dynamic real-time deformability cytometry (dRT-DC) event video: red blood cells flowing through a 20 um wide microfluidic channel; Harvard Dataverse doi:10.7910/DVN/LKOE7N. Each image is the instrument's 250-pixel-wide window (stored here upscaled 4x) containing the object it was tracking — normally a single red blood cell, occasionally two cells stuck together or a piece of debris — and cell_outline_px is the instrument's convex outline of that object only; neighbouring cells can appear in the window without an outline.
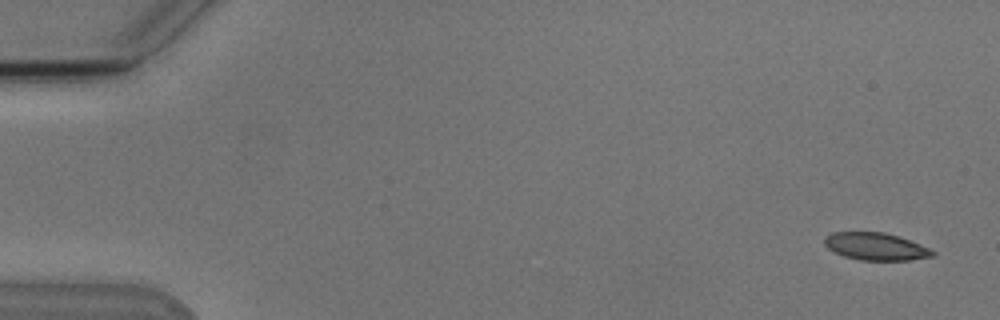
{"species": "Egyptian fruit bat (a non-hibernating species)", "species_latin": "Rousettus aegyptiacus", "temperature_condition": "cold", "stored_images_in_passage": 6, "camera_frame_rate_fps": 3000, "um_per_image_px": 0.085, "animal": {"sex": "male"}, "frame": {"image": 1, "passage_image": 1, "time_ms": 0.0, "image_size_px": [1000, 320], "cell_outline_px": [[936, 256], [908, 260], [860, 260], [844, 256], [828, 248], [824, 244], [824, 236], [832, 232], [884, 232], [920, 244], [936, 252]], "centroid_in_image_um": [74.43, 20.95], "position_along_channel_um": 10.6, "area_um2": 17.17}}
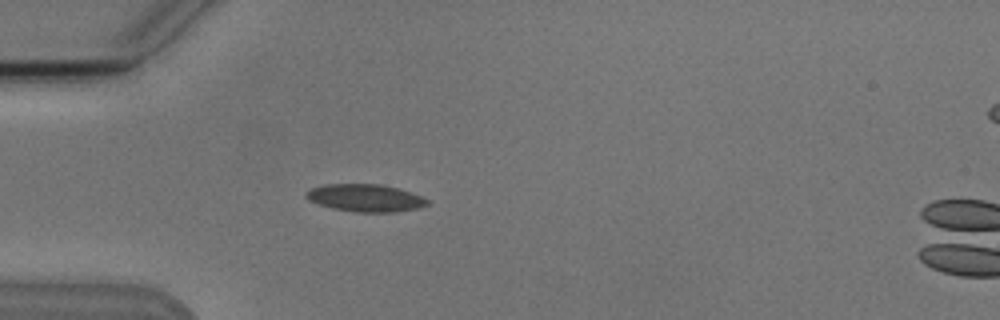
{"frame": {"image": 2, "passage_image": 5, "time_ms": 4.667, "image_size_px": [1000, 320], "cell_outline_px": [[428, 204], [420, 208], [396, 212], [352, 212], [332, 208], [308, 200], [304, 196], [304, 192], [312, 188], [324, 184], [380, 184], [396, 188], [420, 196], [428, 200]], "centroid_in_image_um": [31.01, 16.83], "position_along_channel_um": 54.0, "area_um2": 19.36}}